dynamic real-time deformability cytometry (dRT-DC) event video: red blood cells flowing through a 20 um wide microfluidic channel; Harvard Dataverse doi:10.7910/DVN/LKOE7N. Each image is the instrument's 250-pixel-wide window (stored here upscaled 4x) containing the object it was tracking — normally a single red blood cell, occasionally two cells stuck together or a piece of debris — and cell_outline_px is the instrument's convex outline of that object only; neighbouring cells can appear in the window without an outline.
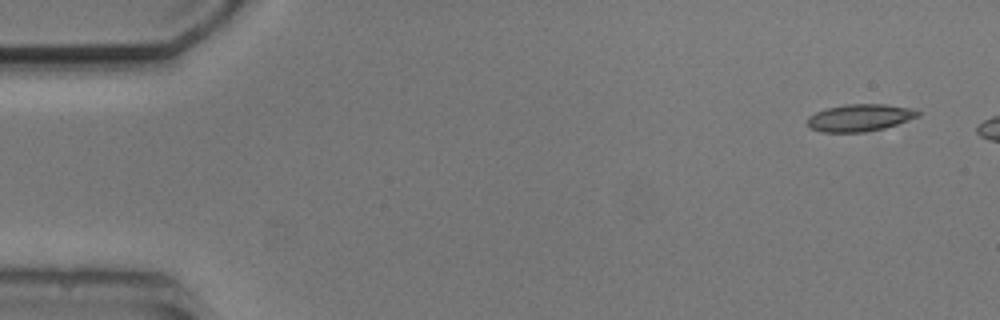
{"species": "common noctule bat (a hibernating species)", "species_latin": "Nyctalus noctula", "temperature_condition": "cold", "stored_images_in_passage": 8, "camera_frame_rate_fps": 3000, "um_per_image_px": 0.085, "animal": {"sex": "male", "body_mass_g": 20.5, "forearm_length_mm": 52.5}, "frame": {"image": 1, "passage_image": 1, "time_ms": 0.0, "image_size_px": [1000, 320], "cell_outline_px": [[920, 116], [884, 128], [864, 132], [820, 132], [812, 128], [808, 124], [808, 116], [816, 112], [828, 108], [844, 104], [888, 104], [916, 108], [920, 112]], "centroid_in_image_um": [73.13, 9.99], "position_along_channel_um": 11.9, "area_um2": 17.57}}